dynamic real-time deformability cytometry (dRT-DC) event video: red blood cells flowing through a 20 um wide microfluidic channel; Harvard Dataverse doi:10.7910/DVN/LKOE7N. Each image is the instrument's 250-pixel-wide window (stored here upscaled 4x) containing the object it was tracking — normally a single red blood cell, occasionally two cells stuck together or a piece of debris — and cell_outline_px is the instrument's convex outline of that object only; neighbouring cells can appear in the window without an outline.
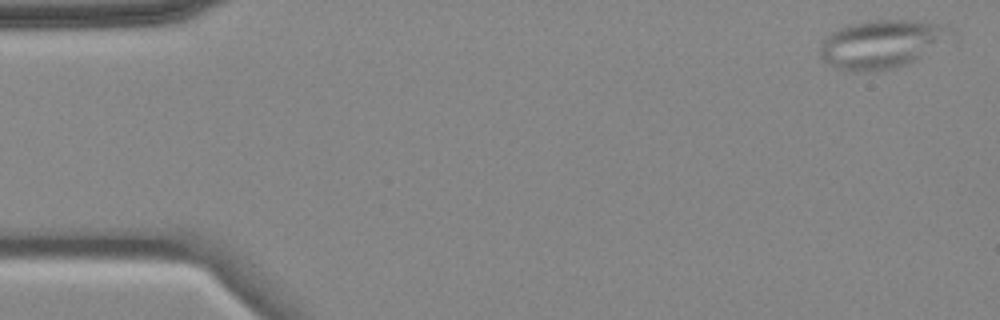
{"species": "common noctule bat (a hibernating species)", "species_latin": "Nyctalus noctula", "temperature_condition": "cold", "stored_images_in_passage": 4, "camera_frame_rate_fps": 3000, "um_per_image_px": 0.085, "animal": {"sex": "female", "body_mass_g": 18.4}, "frame": {"image": 1, "passage_image": 1, "time_ms": 0.0, "image_size_px": [1000, 320], "cell_outline_px": [[956, 40], [908, 64], [892, 68], [864, 72], [848, 72], [836, 68], [828, 64], [820, 56], [820, 44], [824, 36], [848, 24], [868, 20], [916, 20], [948, 24], [956, 28]], "centroid_in_image_um": [75.09, 3.73], "position_along_channel_um": 9.9, "area_um2": 38.44}}